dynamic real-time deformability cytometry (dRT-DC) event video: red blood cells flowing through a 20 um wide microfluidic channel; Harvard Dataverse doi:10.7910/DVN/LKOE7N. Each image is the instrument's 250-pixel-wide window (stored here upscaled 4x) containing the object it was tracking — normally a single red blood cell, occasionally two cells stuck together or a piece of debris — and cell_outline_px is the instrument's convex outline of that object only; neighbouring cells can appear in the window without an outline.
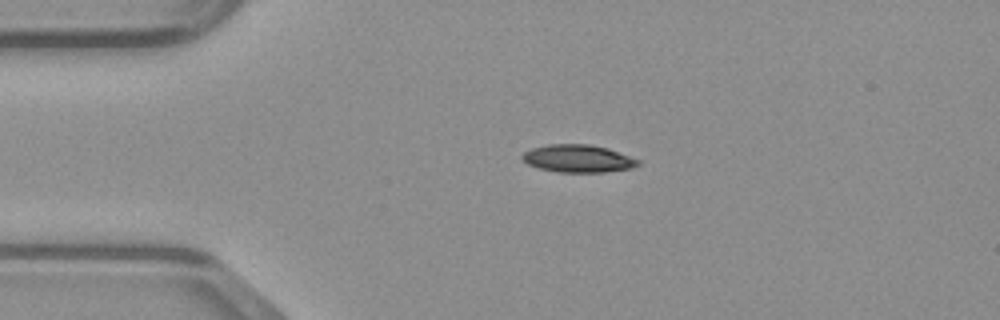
{"species": "common noctule bat (a hibernating species)", "species_latin": "Nyctalus noctula", "temperature_condition": "warm", "stored_images_in_passage": 39, "camera_frame_rate_fps": 3000, "um_per_image_px": 0.085, "animal": {"sex": "male", "body_mass_g": 23.1, "forearm_length_mm": 52.7}, "frame": {"image": 1, "passage_image": 1, "time_ms": 0.0, "image_size_px": [1000, 320], "cell_outline_px": [[640, 164], [632, 168], [604, 172], [556, 172], [540, 168], [528, 164], [520, 156], [524, 152], [532, 148], [548, 144], [588, 144], [608, 148], [640, 160]], "centroid_in_image_um": [49.14, 13.47], "position_along_channel_um": 35.9, "area_um2": 18.61}}
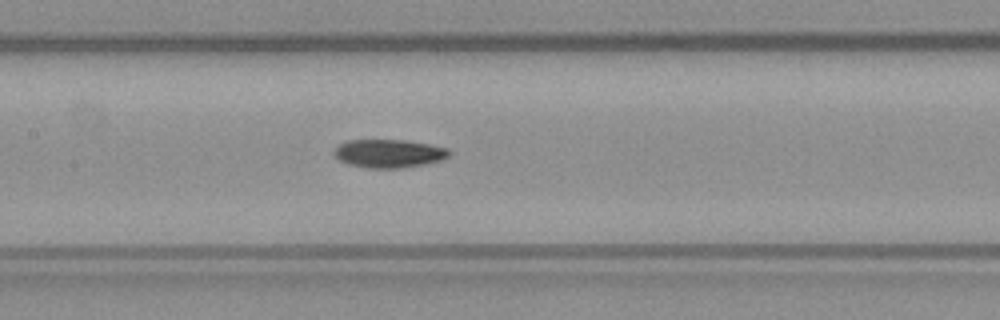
{"frame": {"image": 2, "passage_image": 13, "time_ms": 4.0, "image_size_px": [1000, 320], "cell_outline_px": [[452, 152], [444, 160], [404, 168], [368, 168], [348, 164], [340, 160], [332, 152], [340, 144], [348, 140], [404, 140], [428, 144], [448, 148]], "centroid_in_image_um": [33.09, 13.05], "position_along_channel_um": 174.3, "area_um2": 19.02}}
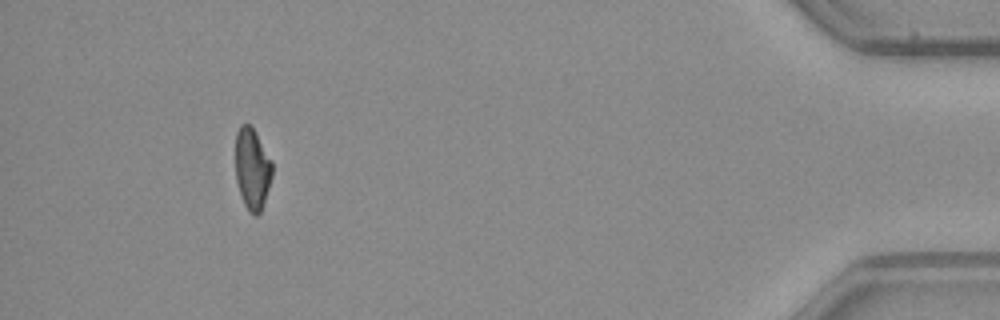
{"frame": {"image": 3, "passage_image": 35, "time_ms": 11.333, "image_size_px": [1000, 320], "cell_outline_px": [[272, 176], [260, 212], [256, 216], [248, 212], [240, 196], [236, 180], [236, 132], [240, 124], [252, 124], [272, 160]], "centroid_in_image_um": [21.43, 14.31], "position_along_channel_um": 413.8, "area_um2": 17.63}}